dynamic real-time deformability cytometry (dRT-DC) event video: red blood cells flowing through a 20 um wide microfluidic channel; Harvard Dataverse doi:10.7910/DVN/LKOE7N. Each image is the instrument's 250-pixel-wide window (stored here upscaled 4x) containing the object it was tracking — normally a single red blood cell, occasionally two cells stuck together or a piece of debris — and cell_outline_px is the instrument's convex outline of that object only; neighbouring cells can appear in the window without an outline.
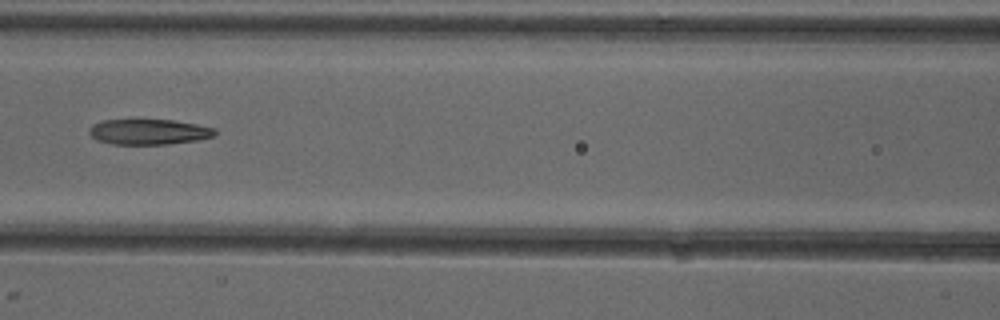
{"species": "common noctule bat (a hibernating species)", "species_latin": "Nyctalus noctula", "temperature_condition": "cold", "stored_images_in_passage": 7, "camera_frame_rate_fps": 3000, "um_per_image_px": 0.085, "animal": {"sex": "female"}, "frame": {"image": 1, "passage_image": 6, "time_ms": 6.0, "image_size_px": [1000, 320], "cell_outline_px": [[216, 136], [200, 140], [168, 144], [112, 144], [96, 140], [88, 132], [88, 128], [92, 124], [100, 120], [176, 120], [216, 128]], "centroid_in_image_um": [12.66, 11.2], "position_along_channel_um": 153.9, "area_um2": 18.9}}
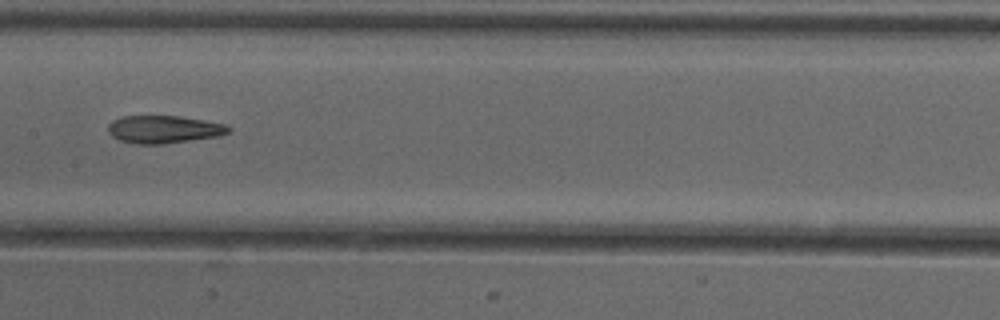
{"frame": {"image": 2, "passage_image": 7, "time_ms": 7.0, "image_size_px": [1000, 320], "cell_outline_px": [[232, 128], [228, 132], [220, 136], [164, 144], [136, 144], [120, 140], [112, 136], [108, 132], [108, 124], [112, 120], [124, 116], [180, 116], [204, 120], [224, 124]], "centroid_in_image_um": [13.92, 11.0], "position_along_channel_um": 193.5, "area_um2": 19.48}}